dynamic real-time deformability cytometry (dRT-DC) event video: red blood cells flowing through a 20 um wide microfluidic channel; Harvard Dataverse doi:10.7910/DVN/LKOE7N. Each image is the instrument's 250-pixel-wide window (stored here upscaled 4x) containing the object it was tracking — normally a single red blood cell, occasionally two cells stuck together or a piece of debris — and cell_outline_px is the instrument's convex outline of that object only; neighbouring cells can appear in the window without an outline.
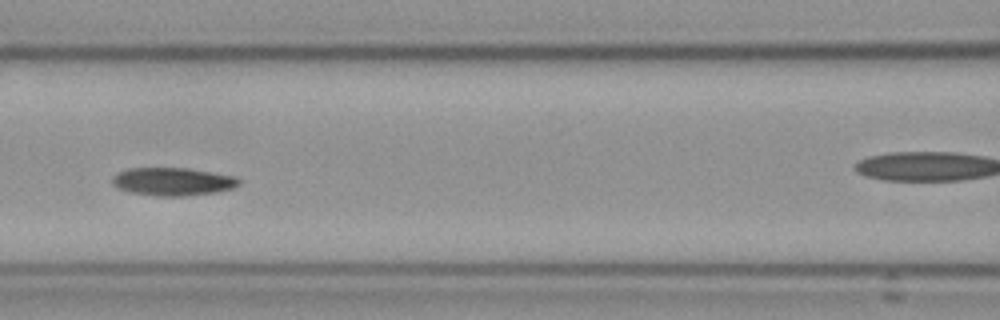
{"species": "Egyptian fruit bat (a non-hibernating species)", "species_latin": "Rousettus aegyptiacus", "temperature_condition": "cold", "stored_images_in_passage": 9, "camera_frame_rate_fps": 3000, "um_per_image_px": 0.085, "frame": {"image": 1, "passage_image": 4, "time_ms": 4.333, "image_size_px": [1000, 320], "cell_outline_px": [[240, 184], [232, 188], [216, 192], [184, 196], [156, 196], [128, 192], [112, 184], [112, 176], [128, 168], [188, 168], [236, 176], [240, 180]], "centroid_in_image_um": [14.69, 15.43], "position_along_channel_um": 151.9, "area_um2": 20.69}}